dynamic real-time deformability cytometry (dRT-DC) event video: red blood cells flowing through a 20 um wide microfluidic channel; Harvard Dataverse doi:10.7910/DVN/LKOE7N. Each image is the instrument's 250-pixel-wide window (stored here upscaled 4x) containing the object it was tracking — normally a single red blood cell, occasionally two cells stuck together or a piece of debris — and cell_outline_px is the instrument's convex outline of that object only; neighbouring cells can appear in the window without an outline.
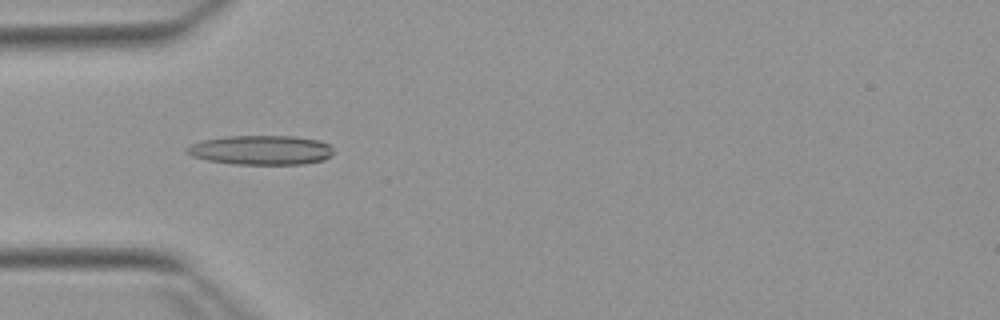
{"species": "Egyptian fruit bat (a non-hibernating species)", "species_latin": "Rousettus aegyptiacus", "temperature_condition": "warm", "stored_images_in_passage": 37, "camera_frame_rate_fps": 3000, "um_per_image_px": 0.085, "animal": {"sex": "female"}, "frame": {"image": 1, "passage_image": 1, "time_ms": 0.0, "image_size_px": [1000, 320], "cell_outline_px": [[332, 156], [324, 160], [304, 164], [236, 164], [208, 160], [192, 156], [184, 152], [184, 148], [192, 144], [204, 140], [224, 136], [292, 136], [320, 140], [328, 144], [332, 148]], "centroid_in_image_um": [22.19, 12.75], "position_along_channel_um": 62.8, "area_um2": 25.2}}
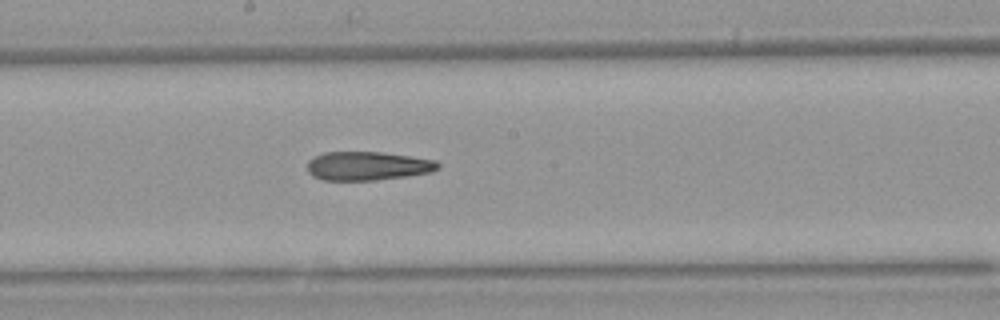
{"frame": {"image": 2, "passage_image": 13, "time_ms": 4.0, "image_size_px": [1000, 320], "cell_outline_px": [[440, 168], [432, 172], [408, 176], [376, 180], [324, 180], [312, 176], [308, 172], [308, 160], [312, 156], [324, 152], [384, 152], [436, 160], [440, 164]], "centroid_in_image_um": [31.26, 14.1], "position_along_channel_um": 216.9, "area_um2": 22.14}}
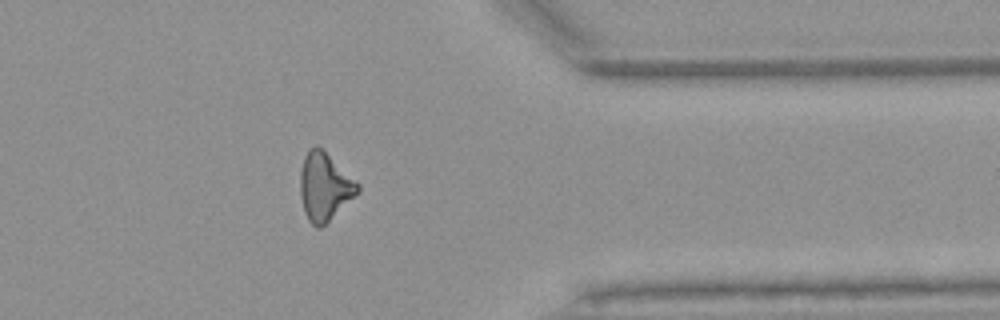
{"frame": {"image": 3, "passage_image": 27, "time_ms": 8.667, "image_size_px": [1000, 320], "cell_outline_px": [[360, 192], [320, 228], [316, 228], [308, 220], [304, 212], [300, 196], [300, 172], [304, 156], [316, 144], [360, 184]], "centroid_in_image_um": [27.58, 15.89], "position_along_channel_um": 383.8, "area_um2": 22.48}, "authors_computed_cell_mechanics": {"area_um2": 22.542, "velocity_mm_per_s": 3.8928, "shape_relaxation_time_tau1_ms": null, "shape_relaxation_time_tau2_ms": 7.7203, "deformation_change_tau1": null, "deformation_change_tau2": 0.2327}}